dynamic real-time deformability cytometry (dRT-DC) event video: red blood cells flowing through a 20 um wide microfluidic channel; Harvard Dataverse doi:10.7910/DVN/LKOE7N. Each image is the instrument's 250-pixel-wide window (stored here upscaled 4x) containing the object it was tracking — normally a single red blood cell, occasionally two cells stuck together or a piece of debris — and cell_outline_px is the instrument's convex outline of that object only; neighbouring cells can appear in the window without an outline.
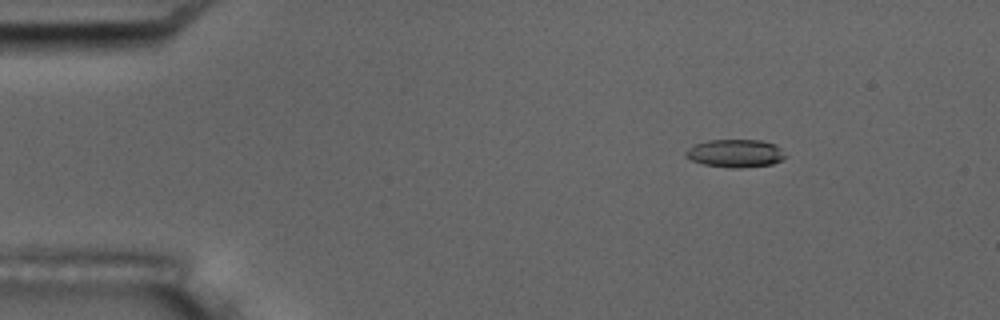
{"species": "common noctule bat (a hibernating species)", "species_latin": "Nyctalus noctula", "temperature_condition": "room temperature", "stored_images_in_passage": 6, "camera_frame_rate_fps": 3000, "um_per_image_px": 0.085, "animal": {"sex": "male", "body_mass_g": 17.5, "forearm_length_mm": 52.3}, "frame": {"image": 1, "passage_image": 3, "time_ms": 0.667, "image_size_px": [1000, 320], "cell_outline_px": [[784, 160], [772, 164], [740, 168], [732, 168], [704, 164], [692, 160], [684, 156], [684, 152], [688, 148], [696, 144], [708, 140], [760, 140], [776, 144], [780, 148], [784, 156]], "centroid_in_image_um": [62.49, 13.03], "position_along_channel_um": 22.5, "area_um2": 16.18}}